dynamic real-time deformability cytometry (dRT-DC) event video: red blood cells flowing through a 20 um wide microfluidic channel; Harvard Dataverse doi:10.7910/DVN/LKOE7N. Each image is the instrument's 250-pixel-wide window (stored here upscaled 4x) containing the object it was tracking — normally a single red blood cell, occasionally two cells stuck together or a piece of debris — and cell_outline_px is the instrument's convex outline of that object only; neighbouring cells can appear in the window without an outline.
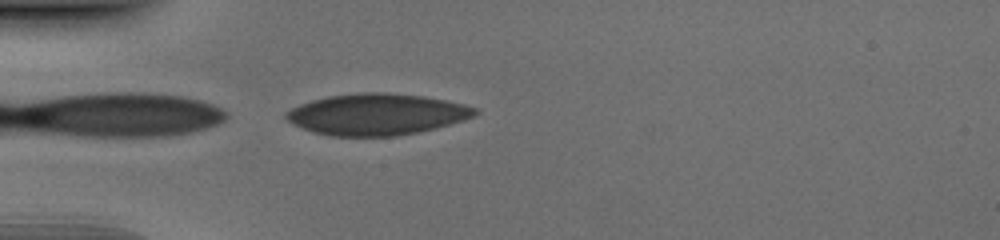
{"species": "human", "species_latin": "Homo sapiens", "temperature_condition": "cold", "stored_images_in_passage": 37, "camera_frame_rate_fps": 3000, "um_per_image_px": 0.085, "donor": {"sex": "male"}, "frame": {"image": 1, "passage_image": 1, "time_ms": 0.0, "image_size_px": [1000, 240], "cell_outline_px": [[480, 112], [472, 116], [436, 128], [396, 136], [328, 136], [312, 132], [292, 124], [284, 116], [284, 112], [300, 104], [312, 100], [328, 96], [360, 92], [384, 92], [424, 96], [464, 104], [476, 108]], "centroid_in_image_um": [31.97, 9.71], "position_along_channel_um": 53.0, "area_um2": 45.43}}
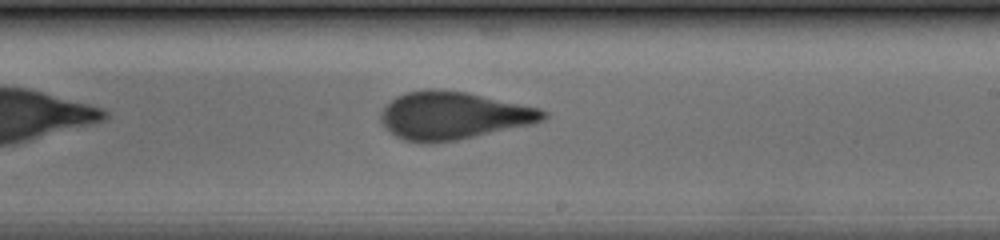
{"frame": {"image": 2, "passage_image": 17, "time_ms": 5.333, "image_size_px": [1000, 240], "cell_outline_px": [[548, 116], [544, 120], [532, 124], [456, 140], [432, 144], [424, 144], [404, 140], [396, 136], [380, 120], [380, 112], [396, 96], [408, 92], [432, 88], [464, 92], [540, 108], [548, 112]], "centroid_in_image_um": [38.53, 9.84], "position_along_channel_um": 250.5, "area_um2": 44.85}}
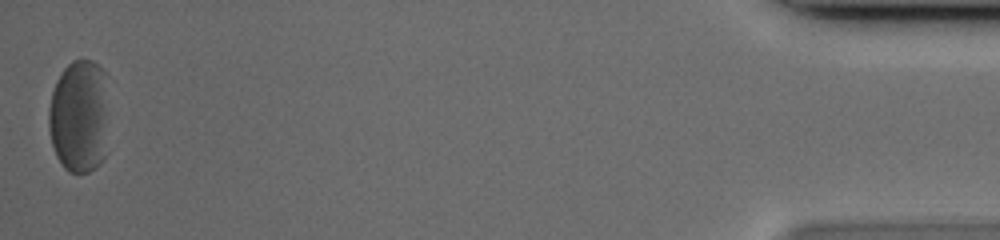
{"frame": {"image": 3, "passage_image": 37, "time_ms": 12.0, "image_size_px": [1000, 240], "cell_outline_px": [[108, 152], [96, 168], [88, 172], [68, 172], [64, 168], [56, 156], [52, 144], [48, 128], [48, 108], [52, 92], [56, 80], [64, 68], [72, 60], [92, 60], [104, 68]], "centroid_in_image_um": [6.73, 9.91], "position_along_channel_um": 428.5, "area_um2": 40.34}}